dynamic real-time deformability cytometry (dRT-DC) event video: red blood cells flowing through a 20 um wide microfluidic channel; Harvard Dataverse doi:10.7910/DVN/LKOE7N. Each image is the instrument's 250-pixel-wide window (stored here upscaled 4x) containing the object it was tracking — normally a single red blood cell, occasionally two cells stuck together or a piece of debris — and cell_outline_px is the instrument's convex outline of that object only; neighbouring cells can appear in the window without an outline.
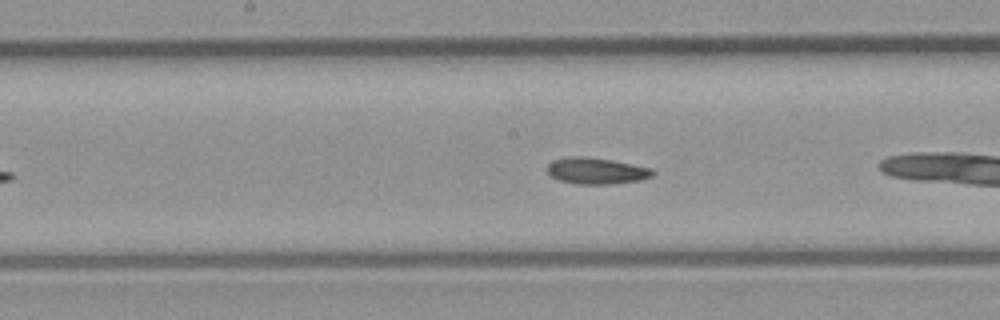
{"species": "common noctule bat (a hibernating species)", "species_latin": "Nyctalus noctula", "temperature_condition": "room temperature", "stored_images_in_passage": 26, "camera_frame_rate_fps": 3000, "um_per_image_px": 0.085, "animal": {"sex": "male", "body_mass_g": 23.1, "forearm_length_mm": 52.7}, "frame": {"image": 1, "passage_image": 19, "time_ms": 6.0, "image_size_px": [1000, 320], "cell_outline_px": [[656, 172], [652, 176], [640, 180], [612, 184], [576, 184], [560, 180], [552, 176], [544, 168], [552, 160], [568, 156], [588, 156], [612, 160], [652, 168]], "centroid_in_image_um": [50.67, 14.51], "position_along_channel_um": 197.5, "area_um2": 16.42}}
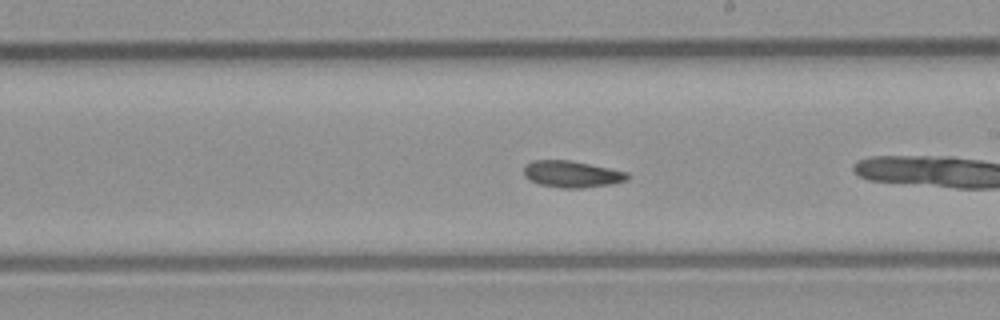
{"frame": {"image": 2, "passage_image": 22, "time_ms": 7.0, "image_size_px": [1000, 320], "cell_outline_px": [[628, 180], [612, 184], [584, 188], [560, 188], [540, 184], [528, 180], [524, 176], [524, 164], [532, 160], [568, 160], [628, 172]], "centroid_in_image_um": [48.57, 14.81], "position_along_channel_um": 240.4, "area_um2": 16.13}}